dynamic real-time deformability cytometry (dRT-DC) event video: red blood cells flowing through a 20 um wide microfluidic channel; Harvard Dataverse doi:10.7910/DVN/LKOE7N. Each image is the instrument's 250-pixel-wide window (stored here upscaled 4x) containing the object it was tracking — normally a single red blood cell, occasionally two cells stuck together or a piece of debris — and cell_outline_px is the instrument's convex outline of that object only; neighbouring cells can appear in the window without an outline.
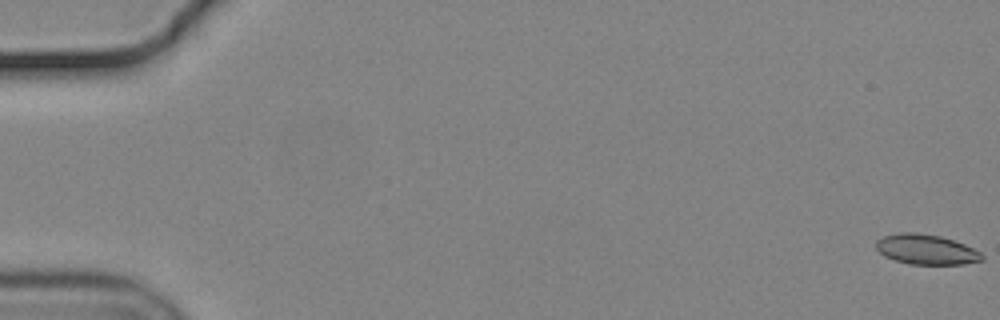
{"species": "common noctule bat (a hibernating species)", "species_latin": "Nyctalus noctula", "temperature_condition": "cold", "stored_images_in_passage": 22, "camera_frame_rate_fps": 3000, "um_per_image_px": 0.085, "animal": {"sex": "male", "body_mass_g": 19.2, "forearm_length_mm": 51.8}, "frame": {"image": 1, "passage_image": 1, "time_ms": 0.0, "image_size_px": [1000, 320], "cell_outline_px": [[984, 260], [964, 264], [908, 264], [884, 256], [876, 248], [876, 240], [884, 236], [900, 232], [916, 232], [940, 236], [964, 244], [980, 252], [984, 256]], "centroid_in_image_um": [78.72, 21.2], "position_along_channel_um": 6.3, "area_um2": 18.5}}
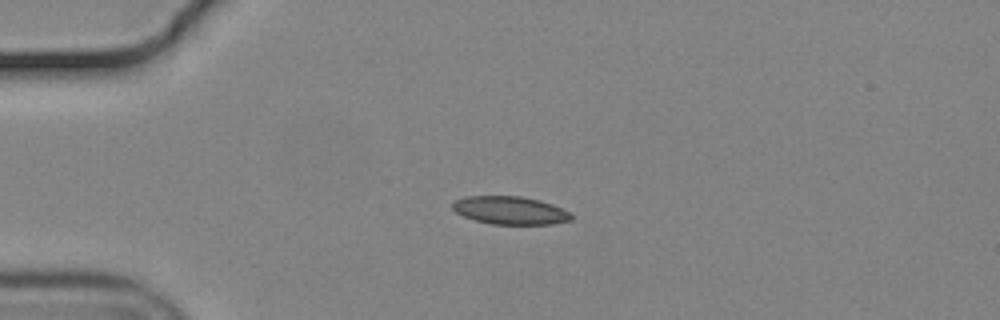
{"frame": {"image": 2, "passage_image": 15, "time_ms": 4.667, "image_size_px": [1000, 320], "cell_outline_px": [[572, 220], [552, 224], [492, 224], [476, 220], [464, 216], [456, 212], [452, 208], [452, 204], [456, 200], [464, 196], [520, 196], [540, 200], [552, 204], [568, 212], [572, 216]], "centroid_in_image_um": [43.35, 17.88], "position_along_channel_um": 41.6, "area_um2": 19.25}}
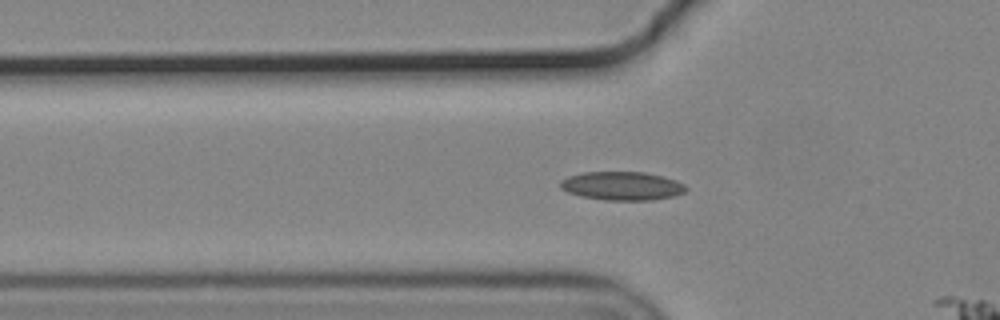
{"frame": {"image": 3, "passage_image": 20, "time_ms": 6.333, "image_size_px": [1000, 320], "cell_outline_px": [[688, 188], [684, 192], [672, 196], [652, 200], [604, 200], [580, 196], [568, 192], [560, 188], [560, 180], [568, 176], [584, 172], [644, 172], [664, 176], [676, 180], [684, 184]], "centroid_in_image_um": [52.86, 15.8], "position_along_channel_um": 72.9, "area_um2": 20.98}}